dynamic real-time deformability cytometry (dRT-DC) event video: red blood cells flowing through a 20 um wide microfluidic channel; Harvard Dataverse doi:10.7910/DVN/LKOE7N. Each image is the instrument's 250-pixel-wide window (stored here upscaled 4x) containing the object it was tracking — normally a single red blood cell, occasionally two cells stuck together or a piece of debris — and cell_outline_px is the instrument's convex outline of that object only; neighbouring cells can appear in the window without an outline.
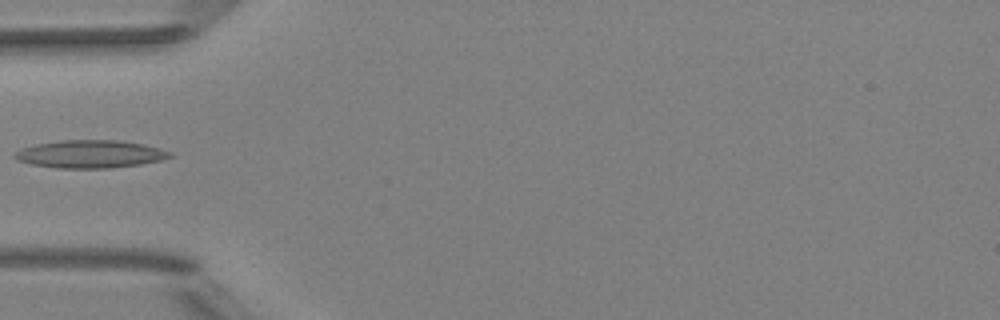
{"species": "Egyptian fruit bat (a non-hibernating species)", "species_latin": "Rousettus aegyptiacus", "temperature_condition": "room temperature", "stored_images_in_passage": 35, "camera_frame_rate_fps": 3000, "um_per_image_px": 0.085, "animal": {"sex": "female"}, "frame": {"image": 1, "passage_image": 1, "time_ms": 0.0, "image_size_px": [1000, 320], "cell_outline_px": [[172, 156], [160, 160], [140, 164], [108, 168], [56, 168], [32, 164], [16, 160], [12, 156], [20, 148], [36, 144], [60, 140], [120, 140], [144, 144], [160, 148], [172, 152]], "centroid_in_image_um": [7.64, 13.09], "position_along_channel_um": 77.4, "area_um2": 25.2}}
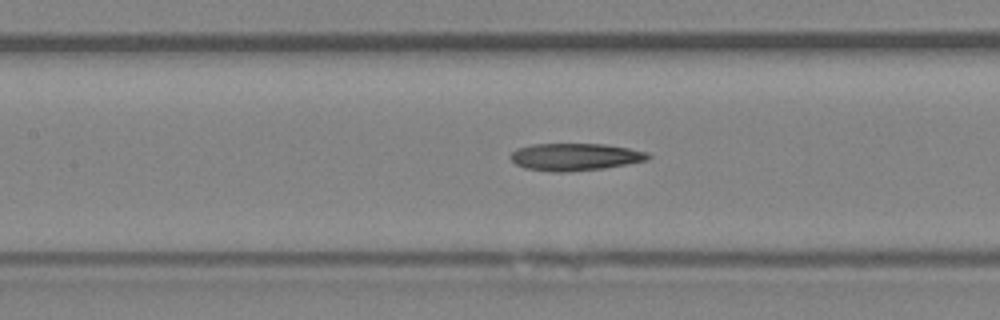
{"frame": {"image": 2, "passage_image": 7, "time_ms": 2.0, "image_size_px": [1000, 320], "cell_outline_px": [[652, 156], [648, 160], [628, 164], [604, 168], [568, 172], [548, 172], [524, 168], [516, 164], [508, 156], [516, 148], [532, 144], [604, 144], [628, 148], [648, 152]], "centroid_in_image_um": [48.87, 13.34], "position_along_channel_um": 158.5, "area_um2": 22.14}}
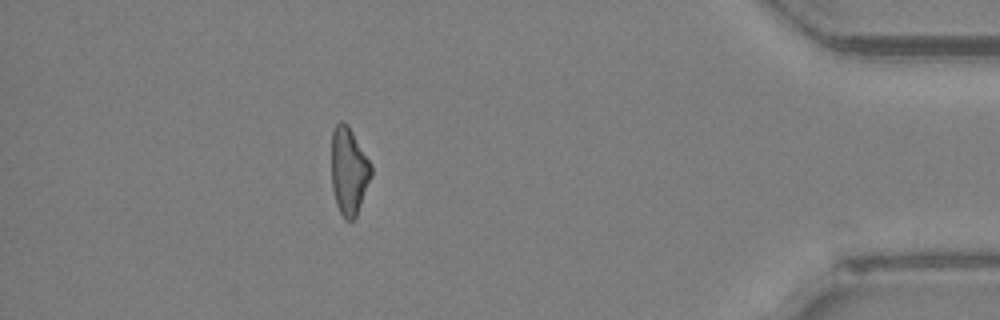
{"frame": {"image": 3, "passage_image": 29, "time_ms": 9.333, "image_size_px": [1000, 320], "cell_outline_px": [[372, 176], [356, 216], [352, 220], [344, 220], [336, 204], [332, 188], [332, 128], [340, 120], [344, 120], [348, 124], [372, 164]], "centroid_in_image_um": [29.66, 14.5], "position_along_channel_um": 405.5, "area_um2": 20.46}}